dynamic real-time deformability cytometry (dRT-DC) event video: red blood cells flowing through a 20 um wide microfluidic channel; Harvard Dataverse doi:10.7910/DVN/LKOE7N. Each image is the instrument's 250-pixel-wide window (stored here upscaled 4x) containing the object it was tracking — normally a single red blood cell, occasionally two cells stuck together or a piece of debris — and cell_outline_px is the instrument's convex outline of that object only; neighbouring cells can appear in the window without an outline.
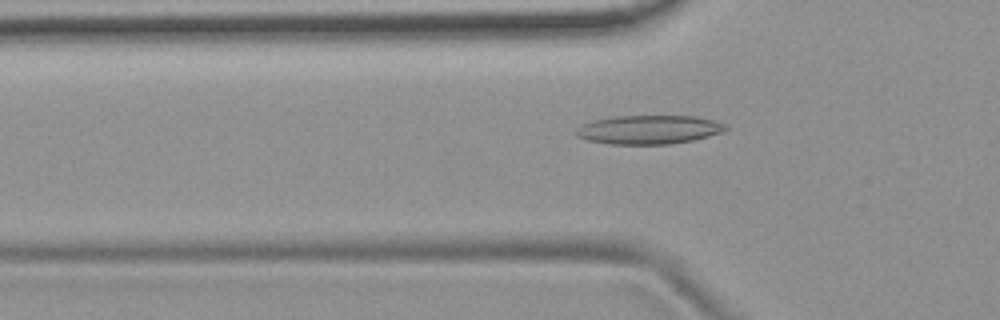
{"species": "common noctule bat (a hibernating species)", "species_latin": "Nyctalus noctula", "temperature_condition": "room temperature", "stored_images_in_passage": 53, "camera_frame_rate_fps": 3000, "um_per_image_px": 0.085, "animal": {"sex": "female", "body_mass_g": 19.9}, "frame": {"image": 1, "passage_image": 17, "time_ms": 5.333, "image_size_px": [1000, 320], "cell_outline_px": [[728, 128], [720, 132], [708, 136], [692, 140], [668, 144], [608, 144], [588, 140], [576, 136], [576, 128], [580, 124], [592, 120], [612, 116], [696, 116], [712, 120], [724, 124]], "centroid_in_image_um": [55.08, 11.01], "position_along_channel_um": 70.7, "area_um2": 25.09}}
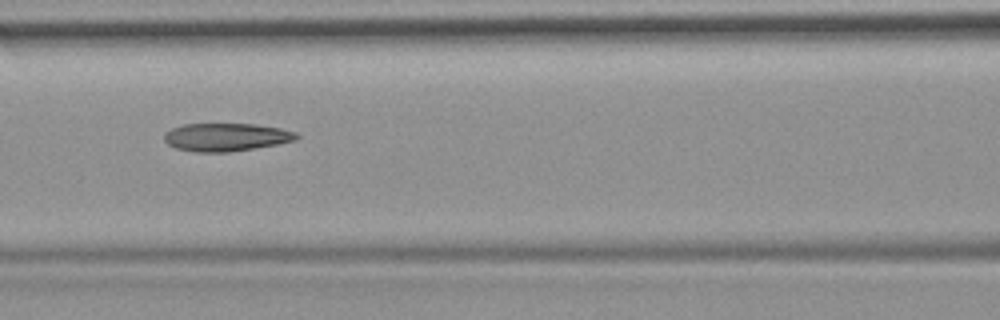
{"frame": {"image": 2, "passage_image": 23, "time_ms": 7.333, "image_size_px": [1000, 320], "cell_outline_px": [[300, 136], [296, 140], [276, 144], [228, 152], [196, 152], [176, 148], [168, 144], [164, 140], [164, 132], [172, 128], [184, 124], [256, 124], [280, 128], [296, 132]], "centroid_in_image_um": [19.2, 11.65], "position_along_channel_um": 147.4, "area_um2": 21.5}}
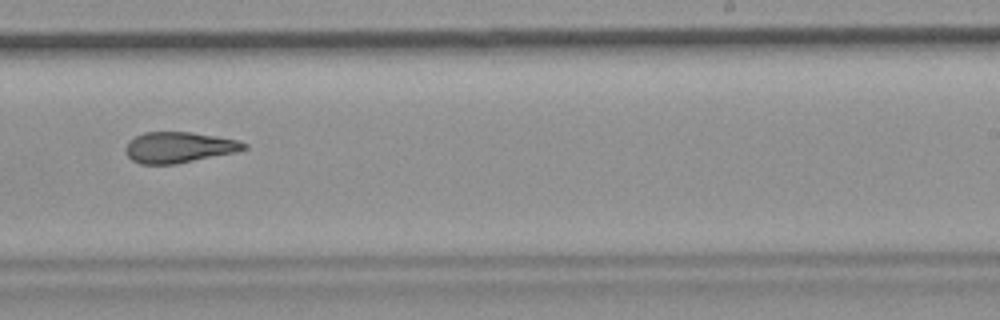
{"frame": {"image": 3, "passage_image": 33, "time_ms": 10.667, "image_size_px": [1000, 320], "cell_outline_px": [[248, 148], [236, 152], [176, 164], [140, 164], [132, 160], [128, 156], [124, 148], [128, 140], [144, 132], [192, 132], [216, 136], [236, 140], [248, 144]], "centroid_in_image_um": [15.19, 12.52], "position_along_channel_um": 273.8, "area_um2": 21.33}, "authors_computed_cell_mechanics": {"area_um2": 22.4264, "velocity_mm_per_s": 3.8086, "shape_relaxation_time_tau1_ms": null, "shape_relaxation_time_tau2_ms": 3.1866, "deformation_change_tau1": null, "deformation_change_tau2": 0.102}}